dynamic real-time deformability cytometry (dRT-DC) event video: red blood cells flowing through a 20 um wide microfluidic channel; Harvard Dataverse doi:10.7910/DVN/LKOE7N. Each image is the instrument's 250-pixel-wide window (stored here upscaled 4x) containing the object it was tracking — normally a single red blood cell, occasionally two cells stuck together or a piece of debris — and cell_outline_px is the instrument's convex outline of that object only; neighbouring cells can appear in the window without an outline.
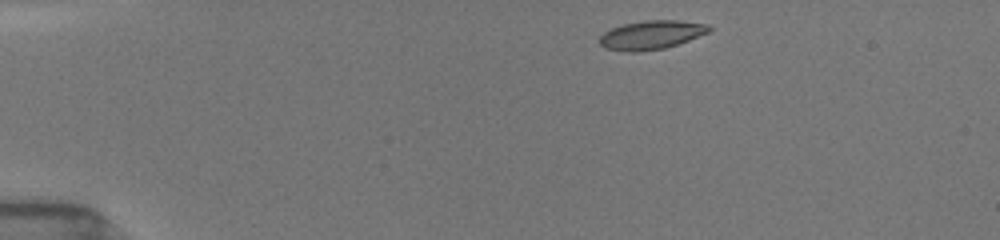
{"species": "common noctule bat (a hibernating species)", "species_latin": "Nyctalus noctula", "temperature_condition": "room temperature", "stored_images_in_passage": 12, "camera_frame_rate_fps": 3000, "um_per_image_px": 0.085, "animal": {"sex": "female", "body_mass_g": 19.5, "forearm_length_mm": 54.1}, "frame": {"image": 1, "passage_image": 1, "time_ms": 0.0, "image_size_px": [1000, 240], "cell_outline_px": [[712, 28], [708, 32], [688, 40], [664, 48], [636, 52], [628, 52], [604, 48], [600, 44], [600, 36], [604, 32], [612, 28], [624, 24], [644, 20], [680, 20], [708, 24]], "centroid_in_image_um": [55.35, 2.96], "position_along_channel_um": 29.7, "area_um2": 18.26}}
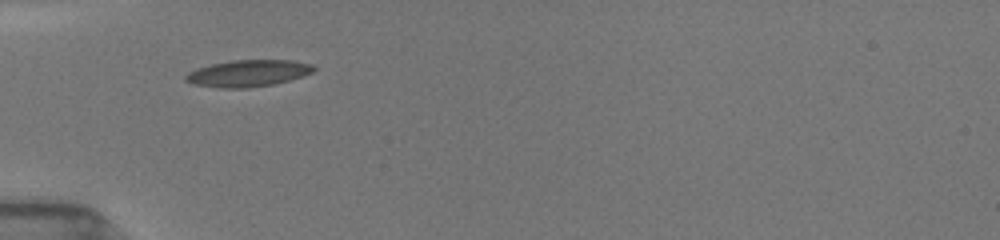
{"frame": {"image": 2, "passage_image": 11, "time_ms": 2.667, "image_size_px": [1000, 240], "cell_outline_px": [[316, 68], [312, 72], [288, 80], [272, 84], [244, 88], [220, 88], [192, 84], [184, 80], [184, 76], [188, 72], [196, 68], [212, 64], [232, 60], [292, 60], [312, 64]], "centroid_in_image_um": [21.03, 6.22], "position_along_channel_um": 64.0, "area_um2": 19.83}}